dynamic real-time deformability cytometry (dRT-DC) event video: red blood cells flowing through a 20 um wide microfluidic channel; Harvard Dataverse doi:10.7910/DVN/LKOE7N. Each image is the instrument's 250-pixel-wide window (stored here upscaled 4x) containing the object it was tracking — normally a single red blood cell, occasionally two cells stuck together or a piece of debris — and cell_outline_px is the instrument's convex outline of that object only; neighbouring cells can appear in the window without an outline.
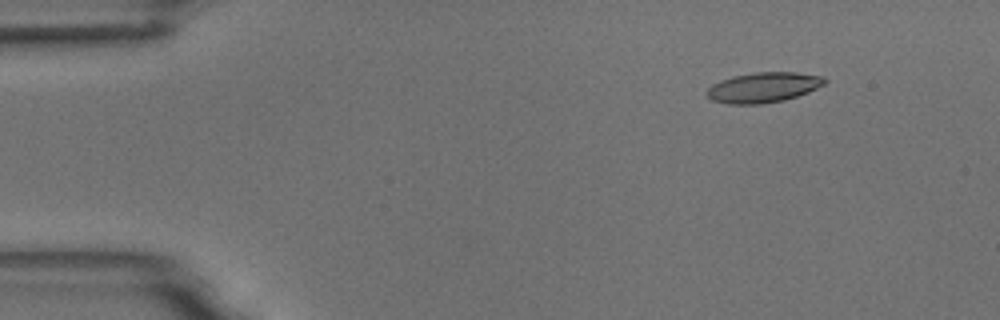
{"species": "common noctule bat (a hibernating species)", "species_latin": "Nyctalus noctula", "temperature_condition": "room temperature", "stored_images_in_passage": 8, "camera_frame_rate_fps": 3000, "um_per_image_px": 0.085, "animal": {"sex": "male", "body_mass_g": 18.8}, "frame": {"image": 1, "passage_image": 2, "time_ms": 1.0, "image_size_px": [1000, 320], "cell_outline_px": [[828, 80], [824, 84], [808, 92], [784, 100], [760, 104], [728, 104], [712, 100], [708, 96], [708, 88], [712, 84], [720, 80], [732, 76], [756, 72], [796, 72], [824, 76]], "centroid_in_image_um": [64.9, 7.42], "position_along_channel_um": 20.1, "area_um2": 20.69}}